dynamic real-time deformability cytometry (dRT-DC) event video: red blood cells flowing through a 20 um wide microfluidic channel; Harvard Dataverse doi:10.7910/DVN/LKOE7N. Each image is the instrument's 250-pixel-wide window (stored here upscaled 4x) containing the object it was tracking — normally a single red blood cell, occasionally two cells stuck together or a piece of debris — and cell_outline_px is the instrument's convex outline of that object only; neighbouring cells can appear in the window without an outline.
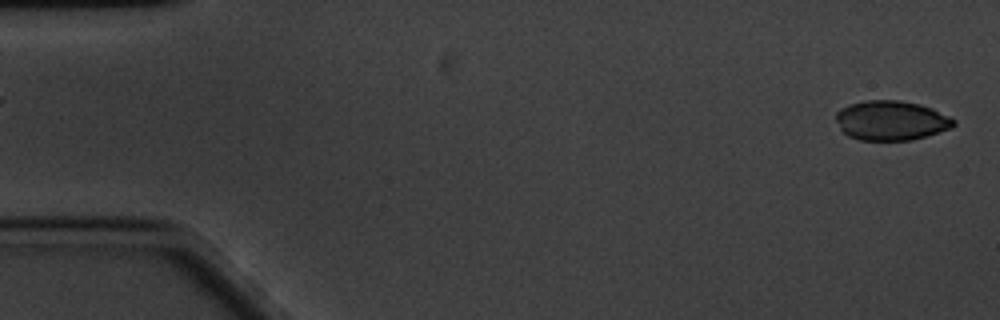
{"species": "common noctule bat (a hibernating species)", "species_latin": "Nyctalus noctula", "temperature_condition": "cold", "stored_images_in_passage": 59, "camera_frame_rate_fps": 3000, "um_per_image_px": 0.085, "animal": {"sex": "male", "body_mass_g": 20.1, "forearm_length_mm": 53.5}, "frame": {"image": 1, "passage_image": 1, "time_ms": 0.0, "image_size_px": [1000, 320], "cell_outline_px": [[956, 124], [952, 128], [912, 140], [860, 140], [848, 136], [840, 128], [836, 120], [836, 112], [840, 108], [848, 104], [864, 100], [900, 100], [920, 104], [932, 108], [956, 120]], "centroid_in_image_um": [75.74, 10.23], "position_along_channel_um": 9.3, "area_um2": 27.34}}
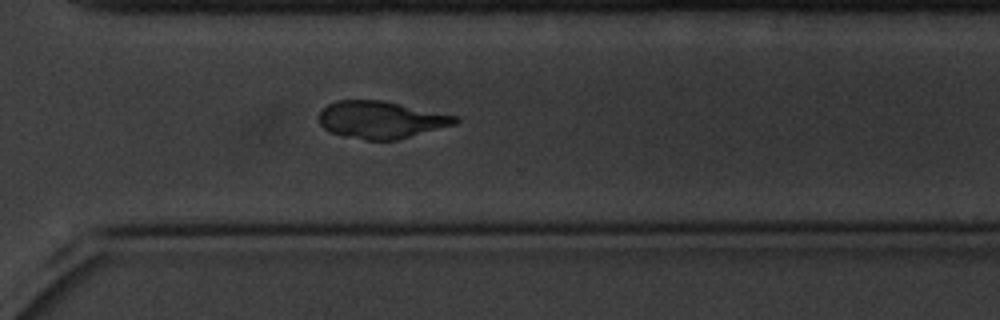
{"frame": {"image": 2, "passage_image": 42, "time_ms": 13.667, "image_size_px": [1000, 320], "cell_outline_px": [[460, 120], [456, 124], [396, 140], [368, 140], [344, 136], [328, 132], [320, 124], [316, 116], [328, 104], [336, 100], [384, 100], [460, 116]], "centroid_in_image_um": [32.39, 10.17], "position_along_channel_um": 338.2, "area_um2": 29.94}}
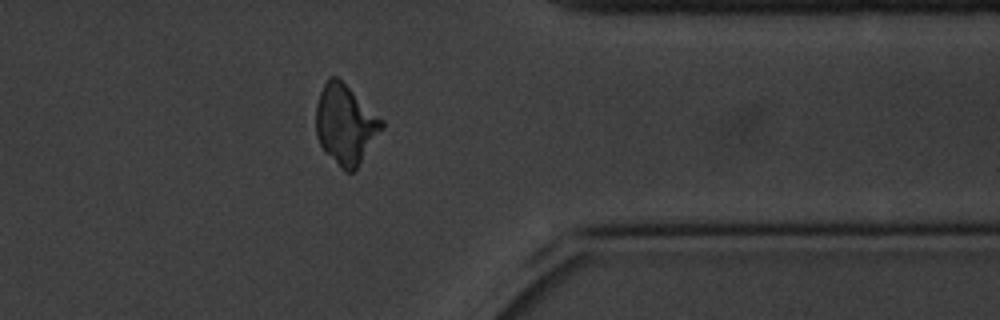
{"frame": {"image": 3, "passage_image": 47, "time_ms": 15.333, "image_size_px": [1000, 320], "cell_outline_px": [[384, 128], [356, 168], [352, 172], [344, 172], [324, 152], [316, 136], [316, 104], [320, 92], [328, 76], [336, 76], [384, 120]], "centroid_in_image_um": [29.35, 10.59], "position_along_channel_um": 382.1, "area_um2": 30.46}, "authors_computed_cell_mechanics": {"area_um2": 29.9982, "velocity_mm_per_s": 3.2979, "shape_relaxation_time_tau1_ms": 4.6661, "shape_relaxation_time_tau2_ms": 3.2427, "deformation_change_tau1": 0.1053, "deformation_change_tau2": 0.0738}}